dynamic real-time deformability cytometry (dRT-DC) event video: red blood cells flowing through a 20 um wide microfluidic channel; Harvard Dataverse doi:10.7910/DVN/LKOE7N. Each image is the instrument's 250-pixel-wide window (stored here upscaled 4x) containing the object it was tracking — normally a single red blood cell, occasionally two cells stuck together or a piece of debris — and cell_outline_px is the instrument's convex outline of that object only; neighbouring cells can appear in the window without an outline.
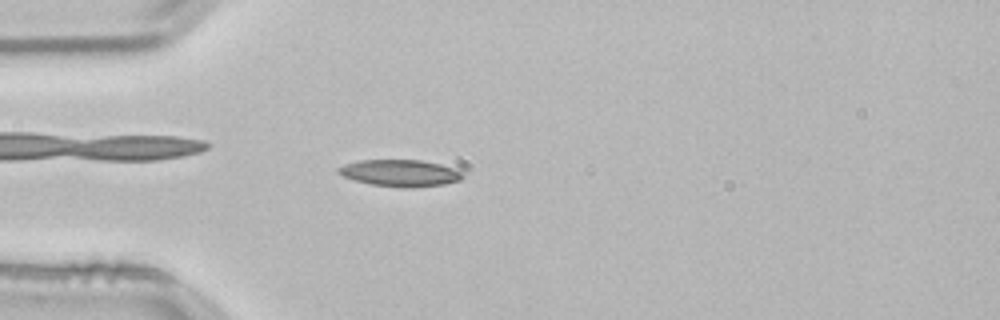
{"species": "common noctule bat (a hibernating species)", "species_latin": "Nyctalus noctula", "temperature_condition": "room temperature", "stored_images_in_passage": 44, "camera_frame_rate_fps": 3000, "um_per_image_px": 0.085, "animal": {"sex": "male", "body_mass_g": 21.5, "forearm_length_mm": 52.0}, "frame": {"image": 1, "passage_image": 6, "time_ms": 1.667, "image_size_px": [1000, 320], "cell_outline_px": [[464, 176], [460, 180], [444, 184], [372, 184], [356, 180], [344, 176], [336, 172], [336, 168], [344, 164], [360, 160], [420, 160], [440, 164], [456, 168], [464, 172]], "centroid_in_image_um": [34.0, 14.64], "position_along_channel_um": 51.0, "area_um2": 18.32}}
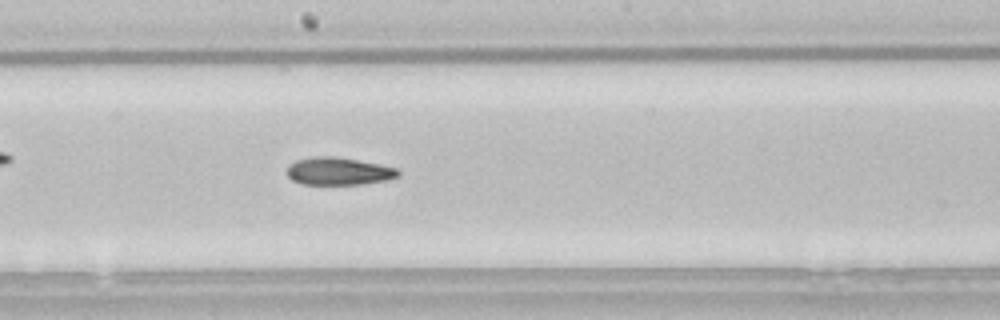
{"frame": {"image": 2, "passage_image": 20, "time_ms": 6.333, "image_size_px": [1000, 320], "cell_outline_px": [[400, 176], [384, 180], [360, 184], [304, 184], [292, 180], [288, 176], [288, 164], [296, 160], [312, 156], [332, 156], [380, 164], [396, 168], [400, 172]], "centroid_in_image_um": [28.76, 14.54], "position_along_channel_um": 219.4, "area_um2": 17.74}}
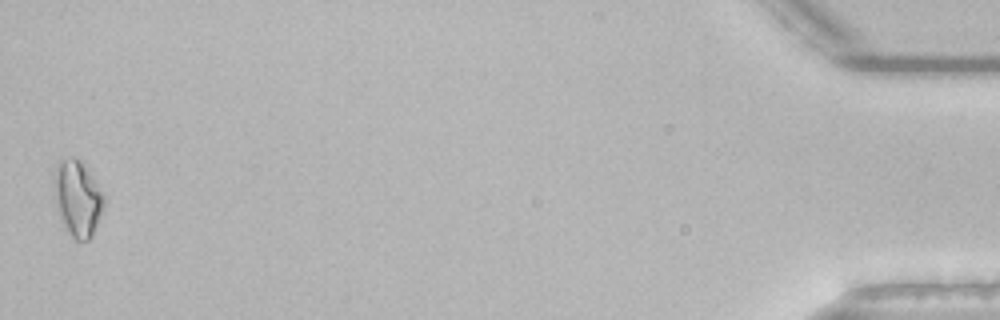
{"frame": {"image": 3, "passage_image": 44, "time_ms": 14.333, "image_size_px": [1000, 320], "cell_outline_px": [[104, 204], [100, 216], [92, 236], [88, 240], [76, 240], [64, 228], [56, 208], [56, 168], [60, 160], [72, 156], [80, 160], [104, 196]], "centroid_in_image_um": [6.6, 16.9], "position_along_channel_um": 428.6, "area_um2": 21.27}, "authors_computed_cell_mechanics": {"area_um2": 18.0625, "velocity_mm_per_s": 3.8212, "shape_relaxation_time_tau1_ms": 8.023, "shape_relaxation_time_tau2_ms": null, "deformation_change_tau1": 0.1871, "deformation_change_tau2": null}}